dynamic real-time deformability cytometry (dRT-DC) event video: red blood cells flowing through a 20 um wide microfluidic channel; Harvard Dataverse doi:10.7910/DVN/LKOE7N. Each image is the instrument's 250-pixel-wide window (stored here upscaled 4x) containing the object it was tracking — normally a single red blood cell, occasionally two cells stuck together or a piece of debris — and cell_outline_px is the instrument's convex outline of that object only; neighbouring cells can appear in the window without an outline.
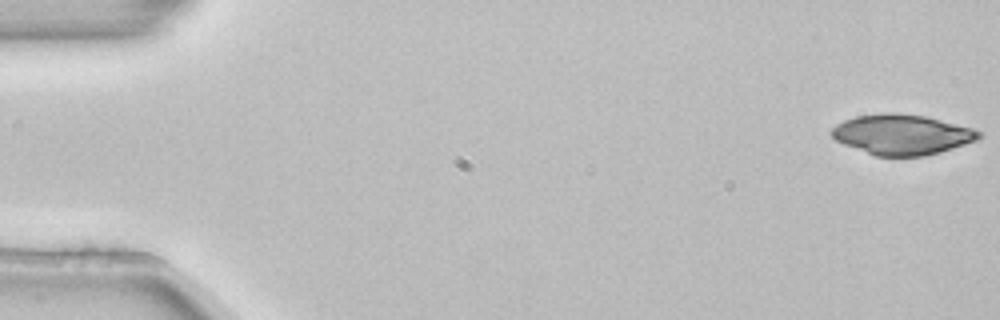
{"species": "common noctule bat (a hibernating species)", "species_latin": "Nyctalus noctula", "temperature_condition": "room temperature", "stored_images_in_passage": 4, "camera_frame_rate_fps": 3000, "um_per_image_px": 0.085, "animal": {"sex": "female", "body_mass_g": 22.7, "forearm_length_mm": 54.2}, "frame": {"image": 1, "passage_image": 1, "time_ms": 0.0, "image_size_px": [1000, 320], "cell_outline_px": [[984, 136], [976, 140], [940, 152], [924, 156], [876, 156], [844, 144], [836, 140], [832, 136], [832, 128], [836, 124], [844, 120], [856, 116], [884, 112], [892, 112], [924, 116], [972, 128], [984, 132]], "centroid_in_image_um": [76.68, 11.43], "position_along_channel_um": 8.3, "area_um2": 34.33}}